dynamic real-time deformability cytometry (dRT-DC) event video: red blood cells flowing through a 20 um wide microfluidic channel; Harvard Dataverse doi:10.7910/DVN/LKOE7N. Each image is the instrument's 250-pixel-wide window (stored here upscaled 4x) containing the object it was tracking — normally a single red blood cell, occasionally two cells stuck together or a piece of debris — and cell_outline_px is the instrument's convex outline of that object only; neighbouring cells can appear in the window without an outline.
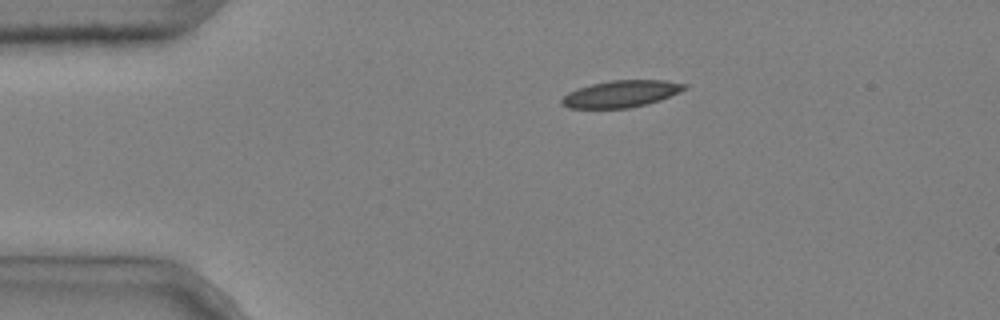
{"species": "common noctule bat (a hibernating species)", "species_latin": "Nyctalus noctula", "temperature_condition": "cold", "stored_images_in_passage": 3, "camera_frame_rate_fps": 3000, "um_per_image_px": 0.085, "animal": {"sex": "male", "body_mass_g": 20.4}, "frame": {"image": 1, "passage_image": 1, "time_ms": 0.0, "image_size_px": [1000, 320], "cell_outline_px": [[688, 88], [660, 100], [628, 108], [568, 108], [560, 104], [560, 100], [568, 92], [592, 84], [612, 80], [664, 80], [688, 84]], "centroid_in_image_um": [52.79, 7.97], "position_along_channel_um": 32.2, "area_um2": 19.07}}
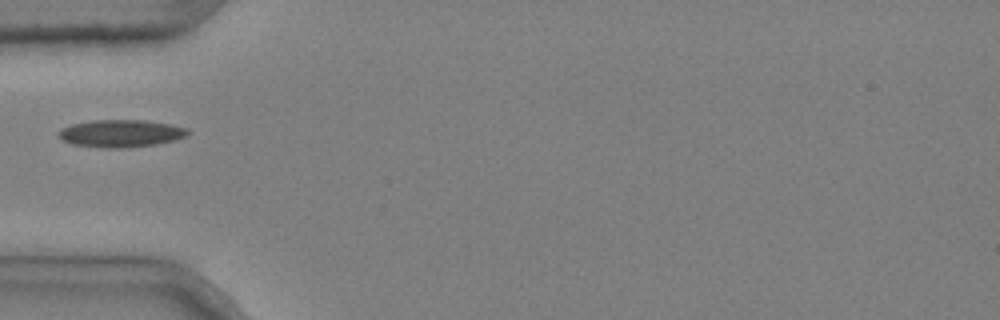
{"frame": {"image": 2, "passage_image": 3, "time_ms": 0.667, "image_size_px": [1000, 320], "cell_outline_px": [[192, 132], [188, 136], [176, 140], [156, 144], [124, 148], [100, 148], [72, 144], [60, 140], [56, 136], [56, 132], [60, 128], [72, 124], [92, 120], [144, 120], [172, 124], [188, 128]], "centroid_in_image_um": [10.26, 11.34], "position_along_channel_um": 74.7, "area_um2": 21.21}}